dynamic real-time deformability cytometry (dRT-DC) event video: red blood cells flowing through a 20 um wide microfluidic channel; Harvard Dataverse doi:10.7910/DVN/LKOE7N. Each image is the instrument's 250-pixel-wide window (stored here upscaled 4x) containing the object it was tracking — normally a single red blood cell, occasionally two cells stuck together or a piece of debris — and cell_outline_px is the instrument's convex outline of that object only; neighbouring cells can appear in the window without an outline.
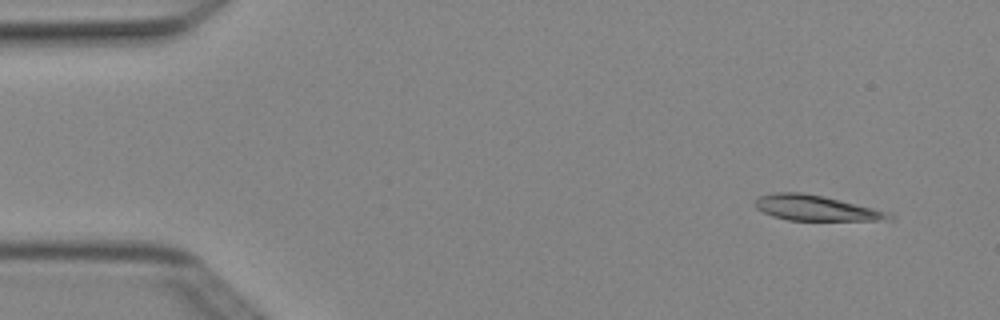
{"species": "Egyptian fruit bat (a non-hibernating species)", "species_latin": "Rousettus aegyptiacus", "temperature_condition": "cold", "stored_images_in_passage": 4, "camera_frame_rate_fps": 3000, "um_per_image_px": 0.085, "animal": {"sex": "female"}, "frame": {"image": 1, "passage_image": 1, "time_ms": 0.0, "image_size_px": [1000, 320], "cell_outline_px": [[896, 216], [892, 220], [788, 220], [772, 216], [756, 208], [752, 204], [760, 196], [776, 192], [800, 192], [824, 196], [896, 212]], "centroid_in_image_um": [69.47, 17.68], "position_along_channel_um": 15.5, "area_um2": 20.23}}